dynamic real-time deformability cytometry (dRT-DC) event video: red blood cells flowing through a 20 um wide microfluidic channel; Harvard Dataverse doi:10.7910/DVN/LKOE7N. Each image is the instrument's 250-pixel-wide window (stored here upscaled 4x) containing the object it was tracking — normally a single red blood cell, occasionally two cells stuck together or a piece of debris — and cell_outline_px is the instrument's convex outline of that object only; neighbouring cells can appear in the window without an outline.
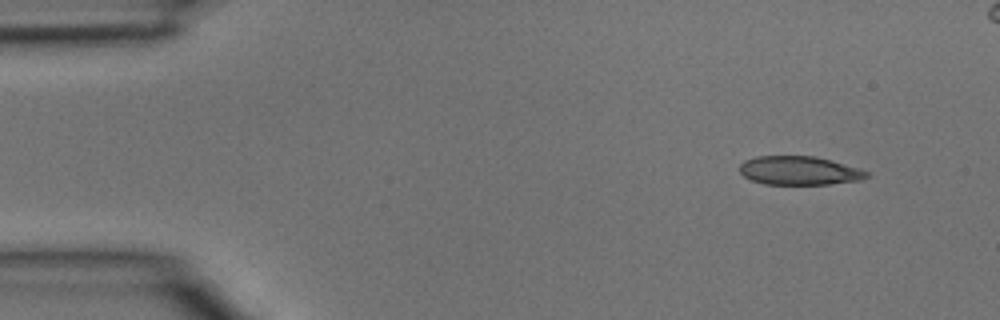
{"species": "common noctule bat (a hibernating species)", "species_latin": "Nyctalus noctula", "temperature_condition": "room temperature", "stored_images_in_passage": 4, "camera_frame_rate_fps": 3000, "um_per_image_px": 0.085, "animal": {"sex": "male", "body_mass_g": 15.6}, "frame": {"image": 1, "passage_image": 1, "time_ms": 0.0, "image_size_px": [1000, 320], "cell_outline_px": [[872, 172], [868, 176], [860, 180], [828, 184], [764, 184], [752, 180], [744, 176], [740, 172], [740, 164], [744, 160], [756, 156], [816, 156], [832, 160], [860, 168]], "centroid_in_image_um": [67.97, 14.49], "position_along_channel_um": 17.0, "area_um2": 21.39}}
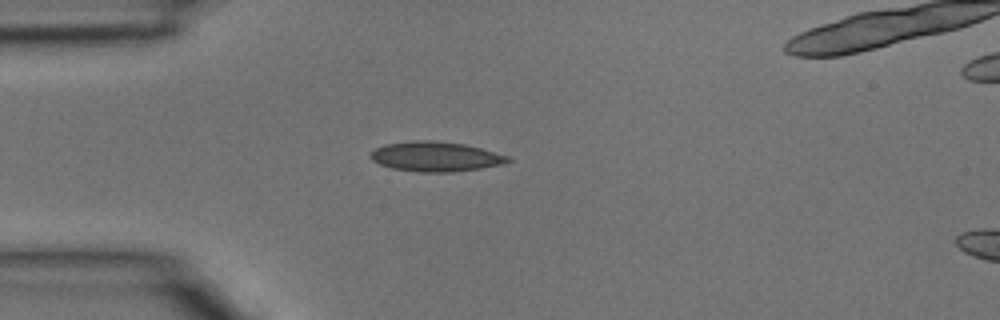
{"frame": {"image": 2, "passage_image": 3, "time_ms": 0.667, "image_size_px": [1000, 320], "cell_outline_px": [[512, 160], [504, 164], [480, 168], [452, 172], [420, 172], [392, 168], [380, 164], [372, 160], [368, 156], [368, 152], [384, 144], [412, 140], [428, 140], [464, 144], [480, 148], [508, 156]], "centroid_in_image_um": [36.98, 13.3], "position_along_channel_um": 48.0, "area_um2": 23.87}}